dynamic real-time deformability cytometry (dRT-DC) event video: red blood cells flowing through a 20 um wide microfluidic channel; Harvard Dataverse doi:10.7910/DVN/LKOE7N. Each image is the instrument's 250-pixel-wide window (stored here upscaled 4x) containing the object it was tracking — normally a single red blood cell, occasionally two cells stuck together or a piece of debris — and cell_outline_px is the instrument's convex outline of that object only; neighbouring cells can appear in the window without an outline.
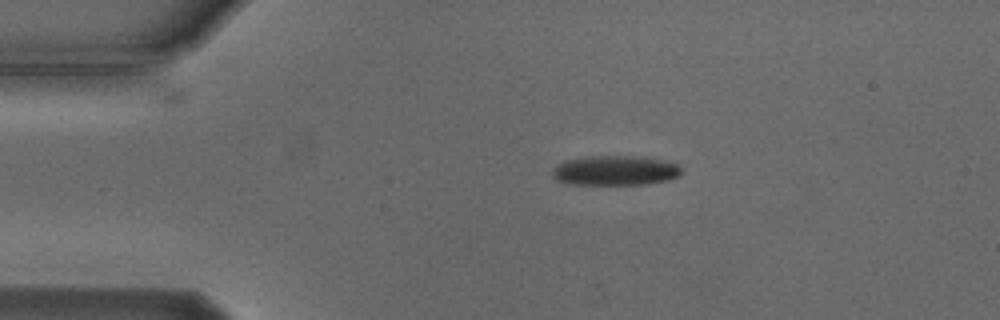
{"species": "Egyptian fruit bat (a non-hibernating species)", "species_latin": "Rousettus aegyptiacus", "temperature_condition": "cold", "stored_images_in_passage": 3, "camera_frame_rate_fps": 3000, "um_per_image_px": 0.085, "animal": {"sex": "male"}, "frame": {"image": 1, "passage_image": 1, "time_ms": 0.0, "image_size_px": [1000, 320], "cell_outline_px": [[684, 172], [680, 176], [668, 180], [644, 184], [572, 184], [556, 180], [552, 176], [552, 168], [556, 164], [564, 160], [588, 156], [644, 156], [664, 160], [680, 164]], "centroid_in_image_um": [52.32, 14.48], "position_along_channel_um": 32.7, "area_um2": 22.83}}
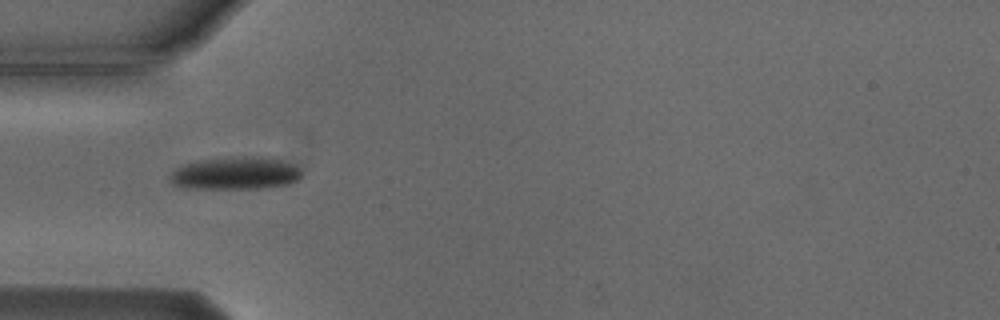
{"frame": {"image": 2, "passage_image": 3, "time_ms": 2.0, "image_size_px": [1000, 320], "cell_outline_px": [[300, 176], [296, 180], [288, 184], [260, 188], [184, 188], [172, 184], [168, 176], [180, 164], [196, 160], [232, 156], [268, 156], [292, 164], [300, 168]], "centroid_in_image_um": [19.95, 14.7], "position_along_channel_um": 65.1, "area_um2": 25.37}}